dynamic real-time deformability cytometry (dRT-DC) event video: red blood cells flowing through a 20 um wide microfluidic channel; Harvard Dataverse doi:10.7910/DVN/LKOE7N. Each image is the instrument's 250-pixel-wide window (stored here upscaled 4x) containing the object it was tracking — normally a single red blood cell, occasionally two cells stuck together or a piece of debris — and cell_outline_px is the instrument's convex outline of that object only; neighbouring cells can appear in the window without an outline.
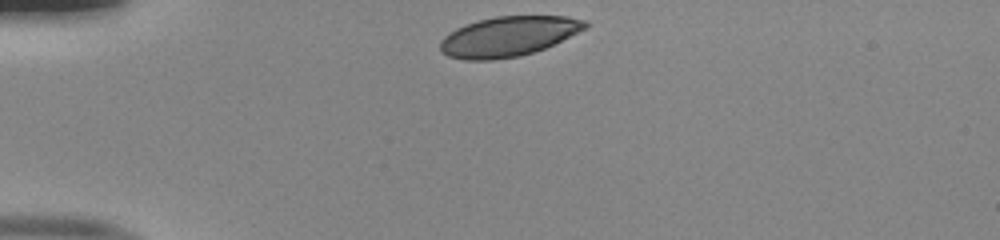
{"species": "human", "species_latin": "Homo sapiens", "temperature_condition": "room temperature", "stored_images_in_passage": 31, "camera_frame_rate_fps": 3000, "um_per_image_px": 0.085, "donor": {"sex": "male"}, "frame": {"image": 1, "passage_image": 1, "time_ms": 0.0, "image_size_px": [1000, 240], "cell_outline_px": [[588, 28], [544, 48], [520, 56], [492, 60], [464, 60], [448, 56], [440, 52], [440, 40], [444, 36], [456, 28], [480, 20], [496, 16], [568, 16], [588, 20]], "centroid_in_image_um": [43.22, 3.09], "position_along_channel_um": 41.8, "area_um2": 33.76}}
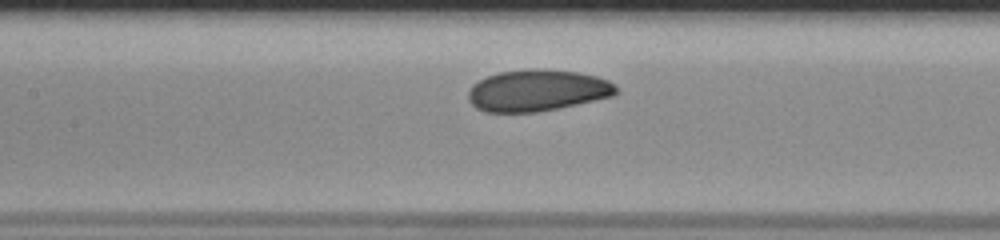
{"frame": {"image": 2, "passage_image": 13, "time_ms": 4.0, "image_size_px": [1000, 240], "cell_outline_px": [[616, 92], [612, 96], [576, 104], [536, 112], [484, 112], [476, 108], [468, 100], [468, 92], [472, 84], [488, 76], [500, 72], [528, 68], [536, 68], [576, 72], [596, 76], [608, 80], [616, 88]], "centroid_in_image_um": [45.61, 7.68], "position_along_channel_um": 161.8, "area_um2": 35.55}}
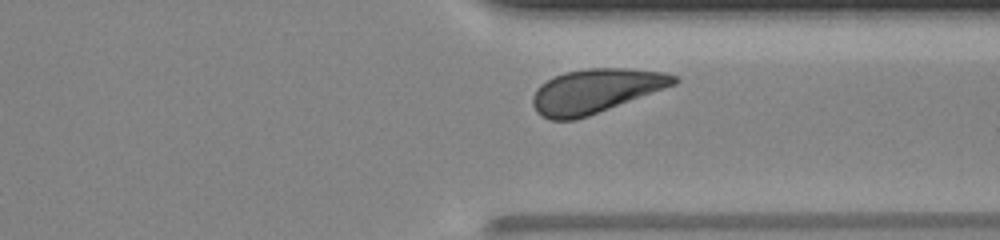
{"frame": {"image": 3, "passage_image": 28, "time_ms": 9.0, "image_size_px": [1000, 240], "cell_outline_px": [[680, 80], [676, 84], [588, 116], [576, 120], [548, 120], [540, 116], [536, 112], [532, 104], [532, 96], [536, 88], [540, 84], [564, 72], [588, 68], [624, 68], [664, 72], [680, 76]], "centroid_in_image_um": [50.6, 7.73], "position_along_channel_um": 360.8, "area_um2": 36.41}, "authors_computed_cell_mechanics": {"area_um2": 35.836, "velocity_mm_per_s": 3.9741, "shape_relaxation_time_tau1_ms": 1.5861, "shape_relaxation_time_tau2_ms": null, "deformation_change_tau1": 0.0893, "deformation_change_tau2": null}}